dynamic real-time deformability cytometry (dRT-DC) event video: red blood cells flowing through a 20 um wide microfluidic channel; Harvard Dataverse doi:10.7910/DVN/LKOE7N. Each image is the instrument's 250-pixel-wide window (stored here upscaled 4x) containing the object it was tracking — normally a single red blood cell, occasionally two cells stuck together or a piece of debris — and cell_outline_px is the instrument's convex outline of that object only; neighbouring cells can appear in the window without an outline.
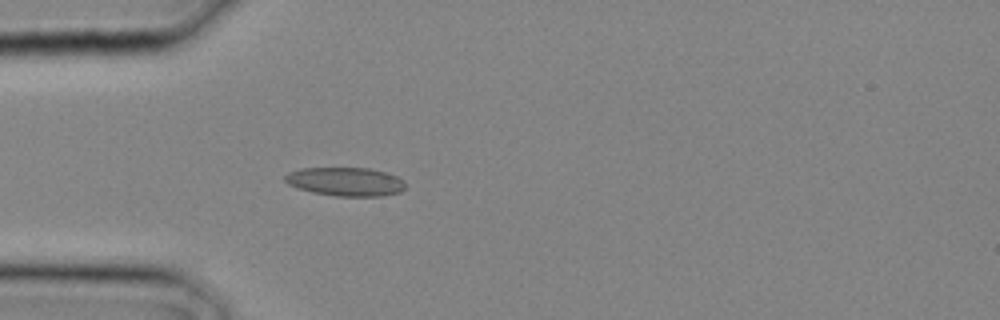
{"species": "common noctule bat (a hibernating species)", "species_latin": "Nyctalus noctula", "temperature_condition": "cold", "stored_images_in_passage": 14, "camera_frame_rate_fps": 3000, "um_per_image_px": 0.085, "animal": {"sex": "male", "body_mass_g": 20.4}, "frame": {"image": 1, "passage_image": 3, "time_ms": 0.667, "image_size_px": [1000, 320], "cell_outline_px": [[408, 184], [400, 192], [380, 196], [336, 196], [312, 192], [288, 184], [284, 180], [284, 176], [288, 172], [300, 168], [368, 168], [388, 172], [404, 180]], "centroid_in_image_um": [29.4, 15.43], "position_along_channel_um": 55.6, "area_um2": 20.23}}
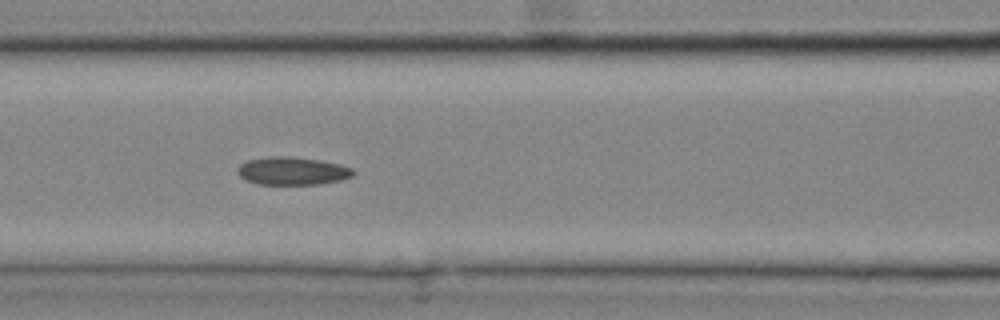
{"frame": {"image": 2, "passage_image": 7, "time_ms": 2.0, "image_size_px": [1000, 320], "cell_outline_px": [[356, 172], [352, 176], [340, 180], [316, 184], [256, 184], [240, 176], [236, 172], [236, 168], [240, 164], [248, 160], [268, 156], [292, 156], [320, 160], [340, 164], [352, 168]], "centroid_in_image_um": [24.84, 14.52], "position_along_channel_um": 141.8, "area_um2": 18.9}}
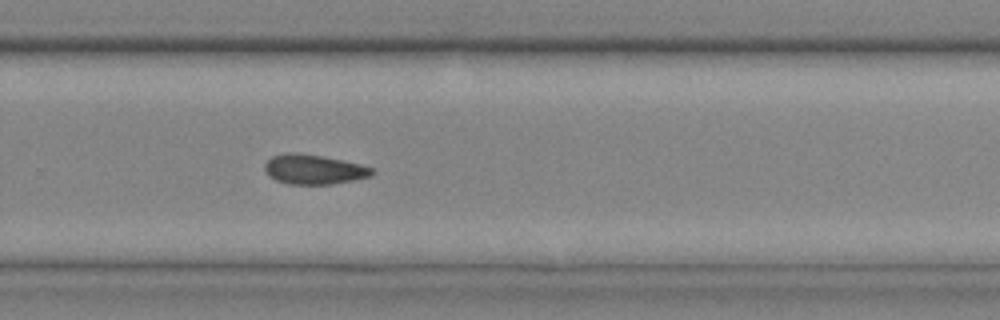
{"frame": {"image": 3, "passage_image": 14, "time_ms": 4.333, "image_size_px": [1000, 320], "cell_outline_px": [[376, 172], [372, 176], [332, 184], [288, 184], [276, 180], [264, 168], [264, 164], [272, 156], [284, 152], [300, 152], [324, 156], [344, 160], [360, 164], [372, 168]], "centroid_in_image_um": [26.7, 14.38], "position_along_channel_um": 303.1, "area_um2": 18.67}}